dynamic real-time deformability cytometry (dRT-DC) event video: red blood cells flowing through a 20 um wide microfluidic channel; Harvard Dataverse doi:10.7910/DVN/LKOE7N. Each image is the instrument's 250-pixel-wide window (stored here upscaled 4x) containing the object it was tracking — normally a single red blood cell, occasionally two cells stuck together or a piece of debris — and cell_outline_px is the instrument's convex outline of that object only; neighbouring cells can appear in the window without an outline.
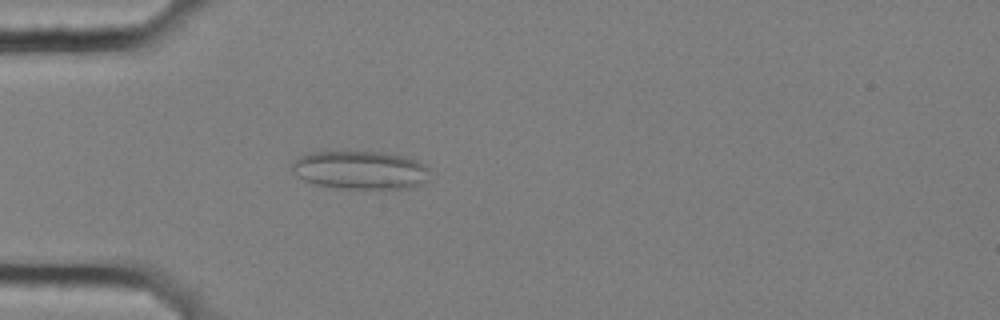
{"species": "common noctule bat (a hibernating species)", "species_latin": "Nyctalus noctula", "temperature_condition": "cold", "stored_images_in_passage": 5, "camera_frame_rate_fps": 3000, "um_per_image_px": 0.085, "animal": {"sex": "female", "body_mass_g": 25.1}, "frame": {"image": 1, "passage_image": 5, "time_ms": 1.333, "image_size_px": [1000, 320], "cell_outline_px": [[428, 180], [412, 188], [336, 188], [312, 184], [296, 176], [292, 172], [292, 160], [300, 156], [312, 152], [380, 152], [404, 156], [416, 160], [424, 164], [428, 168]], "centroid_in_image_um": [30.59, 14.46], "position_along_channel_um": 54.4, "area_um2": 30.87}}